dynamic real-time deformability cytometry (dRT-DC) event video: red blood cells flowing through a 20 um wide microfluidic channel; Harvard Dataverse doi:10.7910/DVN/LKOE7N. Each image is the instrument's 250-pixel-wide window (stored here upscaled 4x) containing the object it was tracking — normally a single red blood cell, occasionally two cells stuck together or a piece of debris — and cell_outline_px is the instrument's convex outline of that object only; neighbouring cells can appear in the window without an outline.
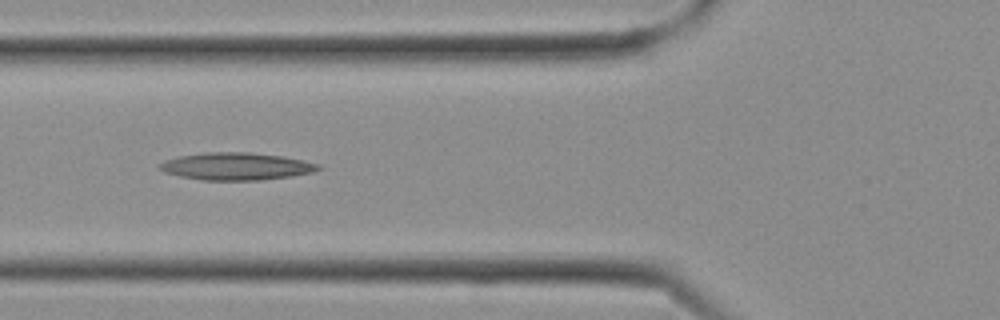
{"species": "Egyptian fruit bat (a non-hibernating species)", "species_latin": "Rousettus aegyptiacus", "temperature_condition": "cold", "stored_images_in_passage": 12, "camera_frame_rate_fps": 3000, "um_per_image_px": 0.085, "frame": {"image": 1, "passage_image": 9, "time_ms": 2.667, "image_size_px": [1000, 320], "cell_outline_px": [[324, 168], [312, 172], [292, 176], [260, 180], [200, 180], [180, 176], [164, 172], [156, 168], [164, 160], [176, 156], [204, 152], [248, 152], [284, 156], [304, 160], [320, 164]], "centroid_in_image_um": [20.07, 14.13], "position_along_channel_um": 105.7, "area_um2": 25.66}}
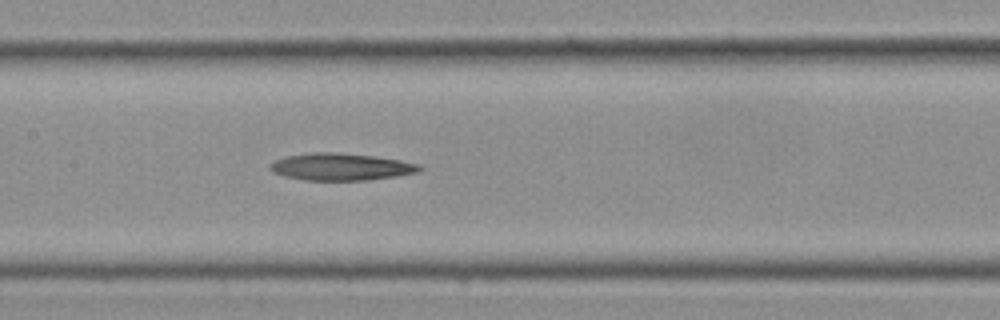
{"frame": {"image": 2, "passage_image": 12, "time_ms": 3.667, "image_size_px": [1000, 320], "cell_outline_px": [[424, 168], [420, 172], [396, 176], [368, 180], [304, 180], [284, 176], [272, 172], [268, 168], [276, 160], [288, 156], [312, 152], [336, 152], [372, 156], [400, 160], [420, 164]], "centroid_in_image_um": [29.01, 14.18], "position_along_channel_um": 178.4, "area_um2": 23.58}}